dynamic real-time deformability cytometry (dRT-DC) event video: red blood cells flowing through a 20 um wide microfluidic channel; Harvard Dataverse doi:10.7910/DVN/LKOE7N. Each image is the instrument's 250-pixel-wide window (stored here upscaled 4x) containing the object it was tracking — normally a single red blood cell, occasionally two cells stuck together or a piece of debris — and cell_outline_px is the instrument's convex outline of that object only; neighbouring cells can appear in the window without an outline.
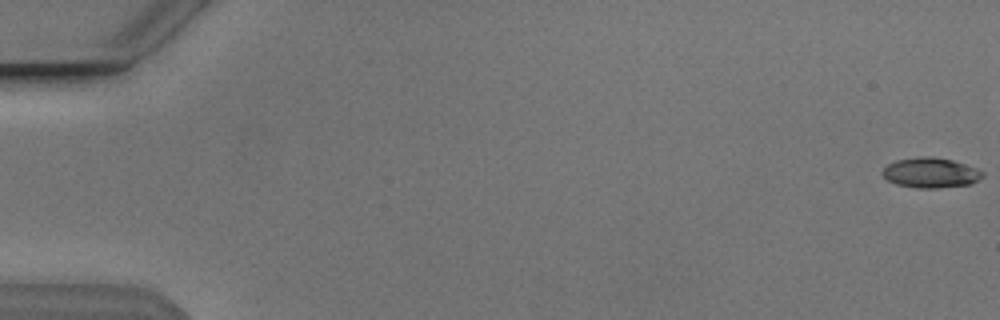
{"species": "Egyptian fruit bat (a non-hibernating species)", "species_latin": "Rousettus aegyptiacus", "temperature_condition": "cold", "stored_images_in_passage": 11, "camera_frame_rate_fps": 3000, "um_per_image_px": 0.085, "animal": {"sex": "male"}, "frame": {"image": 1, "passage_image": 1, "time_ms": 0.0, "image_size_px": [1000, 320], "cell_outline_px": [[984, 176], [972, 184], [936, 188], [916, 188], [896, 184], [888, 180], [880, 172], [888, 164], [896, 160], [916, 156], [932, 156], [952, 160], [976, 168], [984, 172]], "centroid_in_image_um": [79.1, 14.68], "position_along_channel_um": 5.9, "area_um2": 17.69}}